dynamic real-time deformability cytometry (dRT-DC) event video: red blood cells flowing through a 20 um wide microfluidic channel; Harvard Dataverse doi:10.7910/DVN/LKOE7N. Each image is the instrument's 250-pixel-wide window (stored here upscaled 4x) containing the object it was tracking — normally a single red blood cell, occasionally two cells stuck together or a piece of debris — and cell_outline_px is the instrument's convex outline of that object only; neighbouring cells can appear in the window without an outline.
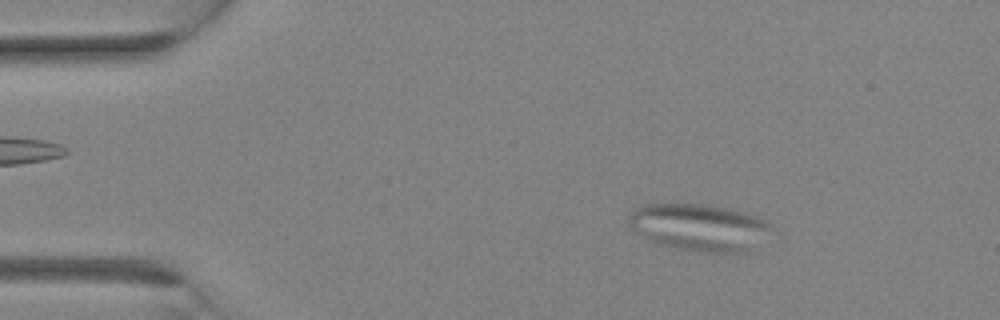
{"species": "Egyptian fruit bat (a non-hibernating species)", "species_latin": "Rousettus aegyptiacus", "temperature_condition": "room temperature", "stored_images_in_passage": 8, "camera_frame_rate_fps": 3000, "um_per_image_px": 0.085, "animal": {"sex": "female"}, "frame": {"image": 1, "passage_image": 4, "time_ms": 1.0, "image_size_px": [1000, 320], "cell_outline_px": [[772, 228], [748, 252], [700, 252], [656, 244], [648, 240], [636, 232], [632, 228], [628, 220], [628, 216], [640, 204], [704, 204], [724, 208], [756, 216], [768, 220], [772, 224]], "centroid_in_image_um": [59.39, 19.32], "position_along_channel_um": 25.6, "area_um2": 38.78}}